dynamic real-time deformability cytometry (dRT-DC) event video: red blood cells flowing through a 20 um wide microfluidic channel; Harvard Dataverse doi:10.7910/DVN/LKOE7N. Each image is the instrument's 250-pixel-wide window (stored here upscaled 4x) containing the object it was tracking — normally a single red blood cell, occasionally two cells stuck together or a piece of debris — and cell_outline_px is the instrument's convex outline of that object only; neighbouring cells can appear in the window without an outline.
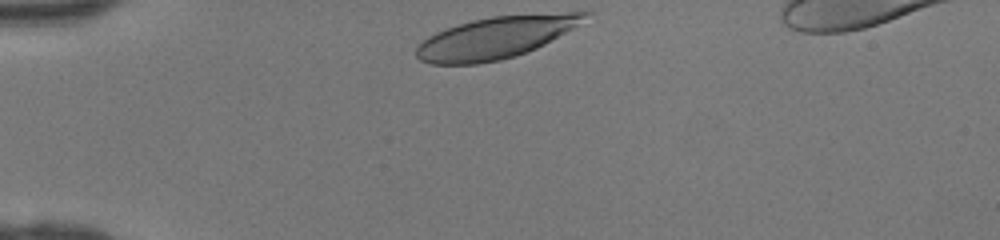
{"species": "human", "species_latin": "Homo sapiens", "temperature_condition": "room temperature", "stored_images_in_passage": 29, "camera_frame_rate_fps": 3000, "um_per_image_px": 0.085, "donor": {"sex": "female"}, "frame": {"image": 1, "passage_image": 1, "time_ms": 0.0, "image_size_px": [1000, 240], "cell_outline_px": [[592, 12], [572, 28], [544, 44], [536, 48], [500, 60], [476, 64], [432, 64], [420, 60], [416, 56], [416, 48], [428, 36], [436, 32], [472, 20], [492, 16], [568, 12]], "centroid_in_image_um": [42.08, 3.2], "position_along_channel_um": 42.9, "area_um2": 40.29}}
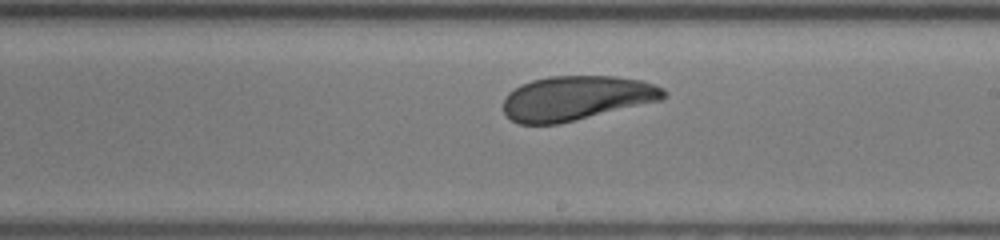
{"frame": {"image": 2, "passage_image": 17, "time_ms": 5.333, "image_size_px": [1000, 240], "cell_outline_px": [[668, 92], [660, 100], [556, 124], [520, 124], [512, 120], [504, 112], [504, 100], [508, 92], [520, 84], [532, 80], [548, 76], [616, 76], [640, 80], [664, 88]], "centroid_in_image_um": [48.95, 8.32], "position_along_channel_um": 240.0, "area_um2": 41.15}}
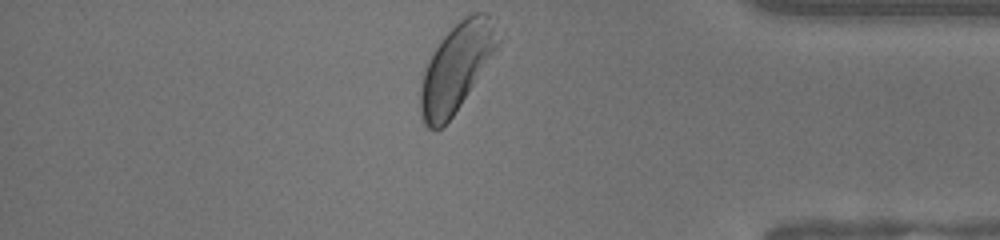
{"frame": {"image": 3, "passage_image": 29, "time_ms": 9.333, "image_size_px": [1000, 240], "cell_outline_px": [[500, 40], [460, 104], [452, 116], [436, 132], [428, 128], [424, 124], [420, 116], [420, 88], [424, 72], [428, 60], [432, 52], [440, 40], [464, 16], [472, 12], [484, 12], [488, 16]], "centroid_in_image_um": [38.71, 5.75], "position_along_channel_um": 396.5, "area_um2": 38.09}}